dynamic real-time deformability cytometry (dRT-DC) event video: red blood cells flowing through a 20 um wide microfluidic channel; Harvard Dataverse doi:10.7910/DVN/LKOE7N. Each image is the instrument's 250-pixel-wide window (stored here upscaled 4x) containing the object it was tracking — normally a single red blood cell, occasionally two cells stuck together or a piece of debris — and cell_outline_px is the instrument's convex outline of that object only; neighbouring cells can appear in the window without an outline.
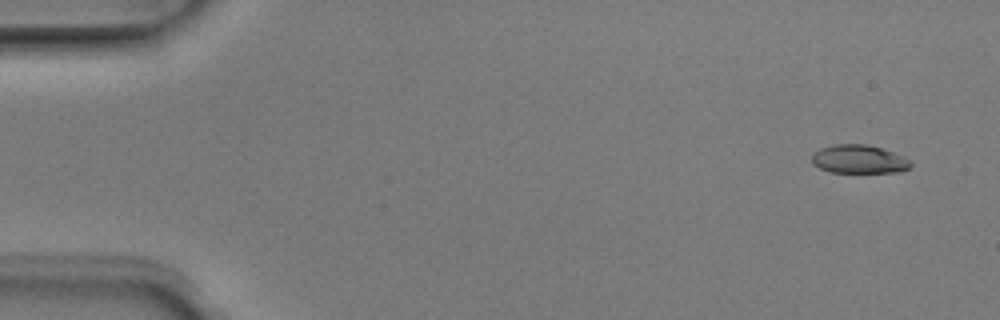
{"species": "Egyptian fruit bat (a non-hibernating species)", "species_latin": "Rousettus aegyptiacus", "temperature_condition": "room temperature", "stored_images_in_passage": 5, "camera_frame_rate_fps": 3000, "um_per_image_px": 0.085, "animal": {"sex": "male"}, "frame": {"image": 1, "passage_image": 1, "time_ms": 0.0, "image_size_px": [1000, 320], "cell_outline_px": [[912, 164], [908, 168], [896, 172], [832, 172], [820, 168], [812, 164], [812, 152], [820, 148], [832, 144], [864, 144], [880, 148], [904, 156], [912, 160]], "centroid_in_image_um": [72.99, 13.52], "position_along_channel_um": 12.0, "area_um2": 16.42}}